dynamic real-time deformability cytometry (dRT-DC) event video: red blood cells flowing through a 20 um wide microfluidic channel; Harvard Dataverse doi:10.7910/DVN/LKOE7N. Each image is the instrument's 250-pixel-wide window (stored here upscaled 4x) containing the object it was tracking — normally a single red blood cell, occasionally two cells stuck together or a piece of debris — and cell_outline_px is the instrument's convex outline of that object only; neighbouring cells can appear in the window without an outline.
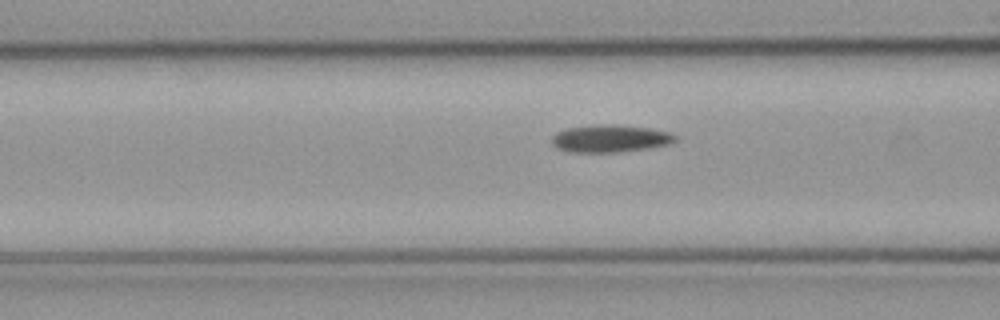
{"species": "common noctule bat (a hibernating species)", "species_latin": "Nyctalus noctula", "temperature_condition": "cold", "stored_images_in_passage": 16, "camera_frame_rate_fps": 3000, "um_per_image_px": 0.085, "animal": {"sex": "male", "body_mass_g": 23.1, "forearm_length_mm": 52.7}, "frame": {"image": 1, "passage_image": 14, "time_ms": 4.333, "image_size_px": [1000, 320], "cell_outline_px": [[676, 140], [668, 144], [648, 148], [620, 152], [568, 152], [556, 148], [552, 144], [552, 136], [556, 132], [568, 128], [600, 124], [604, 124], [648, 128], [668, 132], [676, 136]], "centroid_in_image_um": [51.81, 11.79], "position_along_channel_um": 114.8, "area_um2": 19.54}}